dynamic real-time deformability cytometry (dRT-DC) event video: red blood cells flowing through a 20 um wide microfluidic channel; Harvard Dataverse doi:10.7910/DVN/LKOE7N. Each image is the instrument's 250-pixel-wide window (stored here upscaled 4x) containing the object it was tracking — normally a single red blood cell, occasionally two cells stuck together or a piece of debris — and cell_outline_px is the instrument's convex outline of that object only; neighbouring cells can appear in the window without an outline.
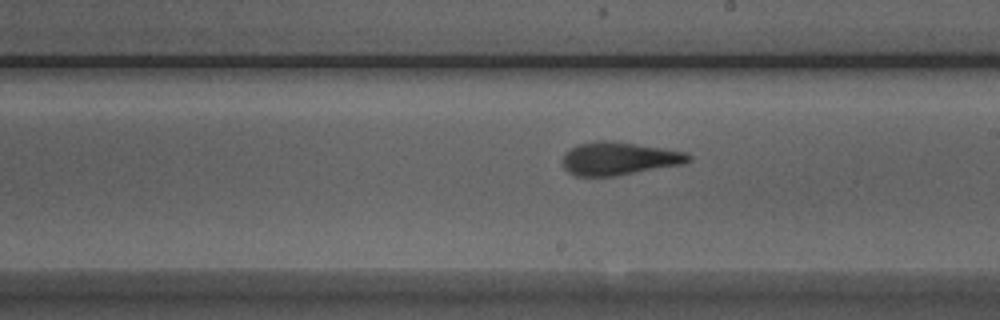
{"species": "Egyptian fruit bat (a non-hibernating species)", "species_latin": "Rousettus aegyptiacus", "temperature_condition": "room temperature", "stored_images_in_passage": 30, "camera_frame_rate_fps": 3000, "um_per_image_px": 0.085, "animal": {"sex": "male"}, "frame": {"image": 1, "passage_image": 18, "time_ms": 5.667, "image_size_px": [1000, 320], "cell_outline_px": [[692, 160], [684, 164], [616, 176], [576, 176], [568, 172], [564, 168], [564, 152], [576, 144], [596, 140], [608, 140], [664, 148], [688, 152], [692, 156]], "centroid_in_image_um": [52.64, 13.47], "position_along_channel_um": 236.4, "area_um2": 24.51}}
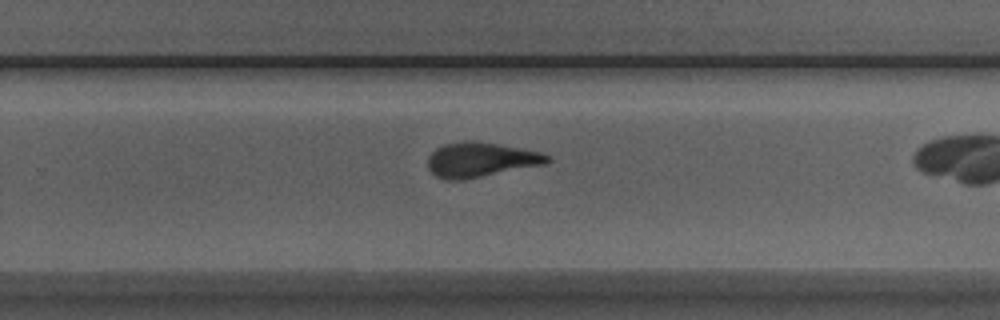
{"frame": {"image": 2, "passage_image": 22, "time_ms": 7.0, "image_size_px": [1000, 320], "cell_outline_px": [[552, 160], [544, 164], [460, 180], [448, 180], [436, 176], [428, 168], [428, 156], [436, 148], [444, 144], [500, 144], [540, 152], [552, 156]], "centroid_in_image_um": [40.88, 13.61], "position_along_channel_um": 288.9, "area_um2": 23.12}}